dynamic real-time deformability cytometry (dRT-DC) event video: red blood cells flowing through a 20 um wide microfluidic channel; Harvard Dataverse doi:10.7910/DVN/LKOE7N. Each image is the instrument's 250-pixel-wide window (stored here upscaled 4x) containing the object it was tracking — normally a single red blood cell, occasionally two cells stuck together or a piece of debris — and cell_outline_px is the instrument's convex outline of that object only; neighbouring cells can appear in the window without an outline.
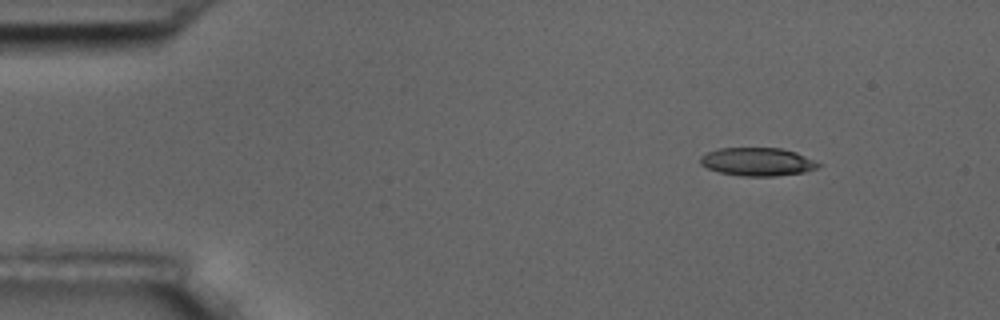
{"species": "common noctule bat (a hibernating species)", "species_latin": "Nyctalus noctula", "temperature_condition": "room temperature", "stored_images_in_passage": 4, "camera_frame_rate_fps": 3000, "um_per_image_px": 0.085, "animal": {"sex": "male", "body_mass_g": 17.5, "forearm_length_mm": 52.3}, "frame": {"image": 1, "passage_image": 1, "time_ms": 0.0, "image_size_px": [1000, 320], "cell_outline_px": [[824, 164], [816, 168], [804, 172], [776, 176], [740, 176], [720, 172], [708, 168], [700, 164], [700, 156], [708, 152], [720, 148], [780, 148], [796, 152]], "centroid_in_image_um": [64.4, 13.75], "position_along_channel_um": 20.6, "area_um2": 19.42}}
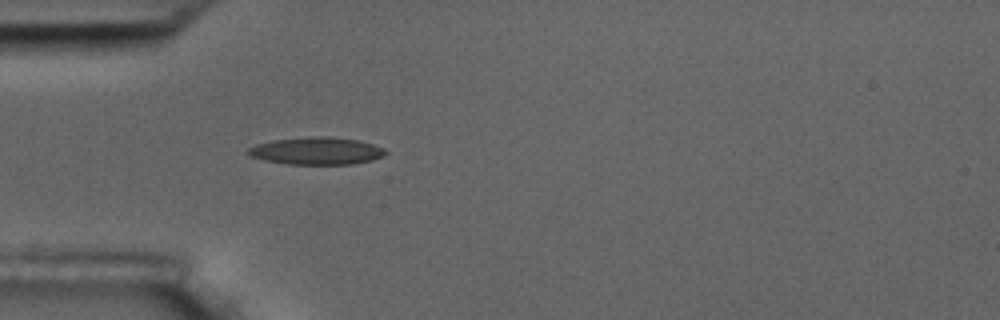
{"frame": {"image": 2, "passage_image": 4, "time_ms": 3.333, "image_size_px": [1000, 320], "cell_outline_px": [[388, 152], [384, 156], [372, 160], [352, 164], [288, 164], [264, 160], [248, 156], [248, 148], [256, 144], [272, 140], [312, 136], [328, 136], [360, 140], [384, 148]], "centroid_in_image_um": [26.92, 12.82], "position_along_channel_um": 58.1, "area_um2": 22.08}}